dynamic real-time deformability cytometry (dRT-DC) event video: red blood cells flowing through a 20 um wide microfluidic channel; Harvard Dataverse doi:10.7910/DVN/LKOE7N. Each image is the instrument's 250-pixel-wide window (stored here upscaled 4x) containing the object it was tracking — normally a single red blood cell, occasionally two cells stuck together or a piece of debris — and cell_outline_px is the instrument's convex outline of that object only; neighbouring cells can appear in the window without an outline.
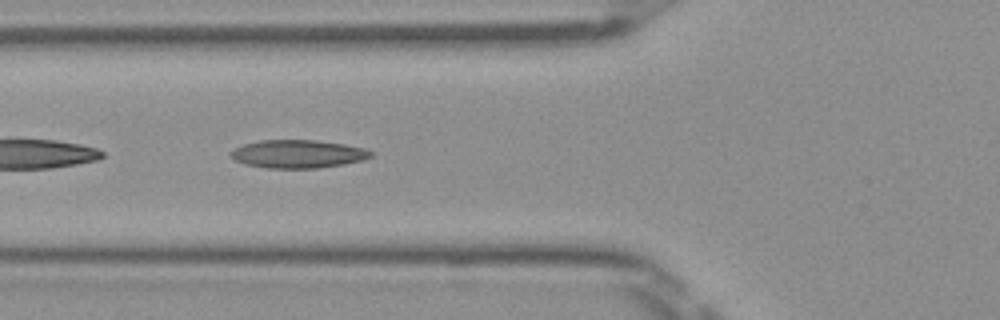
{"species": "Egyptian fruit bat (a non-hibernating species)", "species_latin": "Rousettus aegyptiacus", "temperature_condition": "room temperature", "stored_images_in_passage": 35, "camera_frame_rate_fps": 3000, "um_per_image_px": 0.085, "frame": {"image": 1, "passage_image": 4, "time_ms": 1.0, "image_size_px": [1000, 320], "cell_outline_px": [[372, 156], [364, 160], [344, 164], [316, 168], [268, 168], [244, 164], [228, 156], [236, 148], [244, 144], [260, 140], [316, 140], [344, 144], [364, 148], [372, 152]], "centroid_in_image_um": [25.33, 13.09], "position_along_channel_um": 100.5, "area_um2": 22.89}}
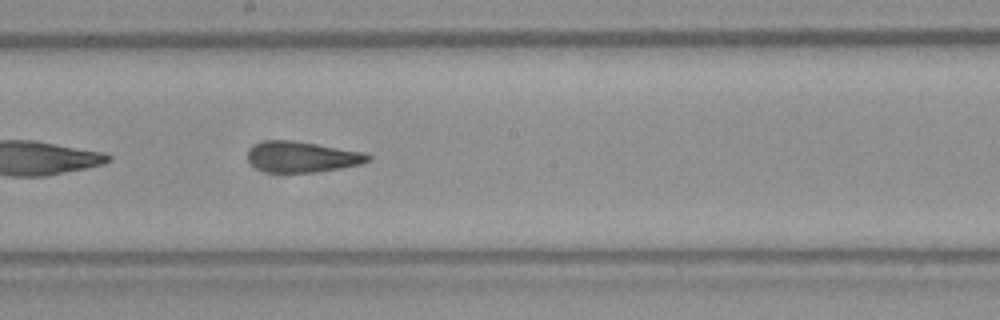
{"frame": {"image": 2, "passage_image": 13, "time_ms": 4.0, "image_size_px": [1000, 320], "cell_outline_px": [[372, 160], [360, 164], [340, 168], [316, 172], [268, 172], [256, 168], [248, 160], [248, 152], [256, 144], [268, 140], [296, 140], [364, 152], [372, 156]], "centroid_in_image_um": [25.72, 13.33], "position_along_channel_um": 222.5, "area_um2": 21.56}}
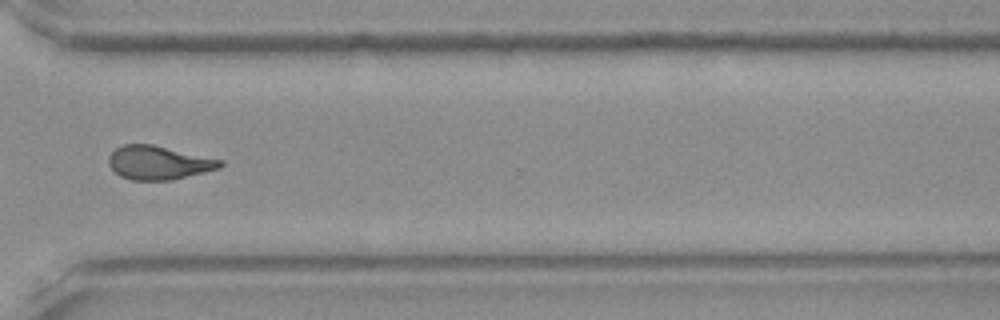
{"frame": {"image": 3, "passage_image": 23, "time_ms": 7.333, "image_size_px": [1000, 320], "cell_outline_px": [[224, 164], [220, 168], [204, 172], [168, 180], [132, 180], [120, 176], [108, 164], [108, 156], [116, 148], [124, 144], [152, 144], [224, 160]], "centroid_in_image_um": [13.48, 13.82], "position_along_channel_um": 357.1, "area_um2": 21.79}, "authors_computed_cell_mechanics": {"area_um2": 21.7906, "velocity_mm_per_s": 4.0448, "shape_relaxation_time_tau1_ms": 7.5429, "shape_relaxation_time_tau2_ms": 2.3726, "deformation_change_tau1": 0.2057, "deformation_change_tau2": 0.102}}